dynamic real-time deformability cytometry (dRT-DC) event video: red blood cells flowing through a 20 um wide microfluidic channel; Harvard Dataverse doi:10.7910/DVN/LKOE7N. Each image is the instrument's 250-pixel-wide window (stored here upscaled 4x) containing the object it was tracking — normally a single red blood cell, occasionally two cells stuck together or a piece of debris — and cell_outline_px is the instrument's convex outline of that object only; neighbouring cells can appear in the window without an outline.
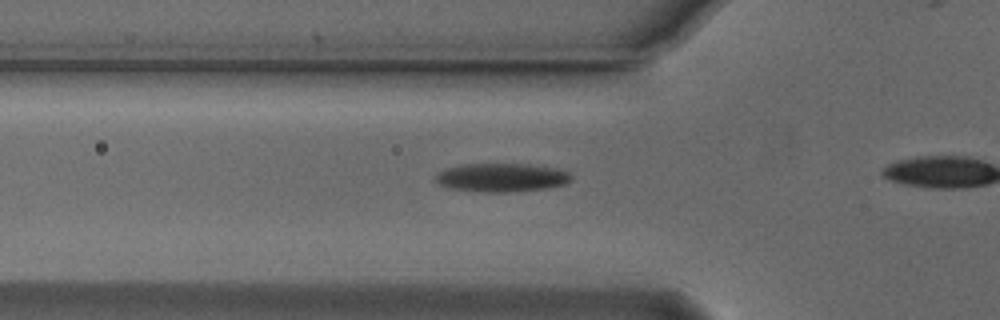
{"species": "Egyptian fruit bat (a non-hibernating species)", "species_latin": "Rousettus aegyptiacus", "temperature_condition": "cold", "stored_images_in_passage": 13, "camera_frame_rate_fps": 3000, "um_per_image_px": 0.085, "animal": {"sex": "male"}, "frame": {"image": 1, "passage_image": 8, "time_ms": 2.333, "image_size_px": [1000, 320], "cell_outline_px": [[572, 180], [564, 184], [544, 188], [508, 192], [484, 192], [448, 188], [440, 184], [436, 180], [436, 176], [444, 168], [464, 164], [528, 164], [556, 168], [568, 172], [572, 176]], "centroid_in_image_um": [42.63, 15.08], "position_along_channel_um": 83.2, "area_um2": 22.43}}
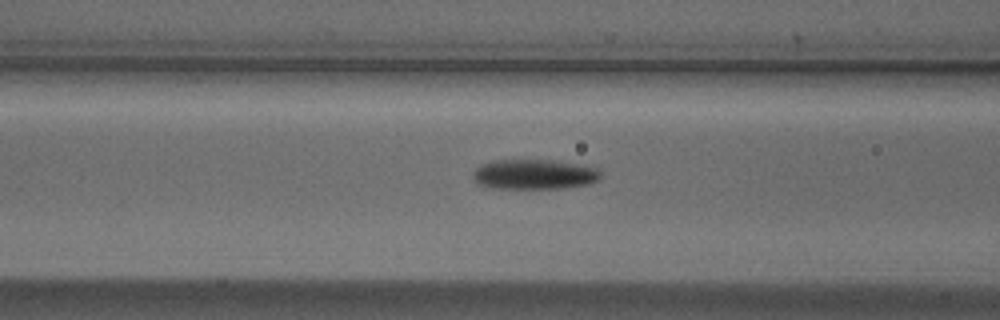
{"frame": {"image": 2, "passage_image": 11, "time_ms": 3.333, "image_size_px": [1000, 320], "cell_outline_px": [[600, 180], [588, 184], [564, 188], [488, 188], [476, 184], [472, 176], [472, 172], [480, 164], [492, 160], [548, 160], [576, 164], [596, 168], [600, 172]], "centroid_in_image_um": [45.34, 14.83], "position_along_channel_um": 121.3, "area_um2": 22.43}}